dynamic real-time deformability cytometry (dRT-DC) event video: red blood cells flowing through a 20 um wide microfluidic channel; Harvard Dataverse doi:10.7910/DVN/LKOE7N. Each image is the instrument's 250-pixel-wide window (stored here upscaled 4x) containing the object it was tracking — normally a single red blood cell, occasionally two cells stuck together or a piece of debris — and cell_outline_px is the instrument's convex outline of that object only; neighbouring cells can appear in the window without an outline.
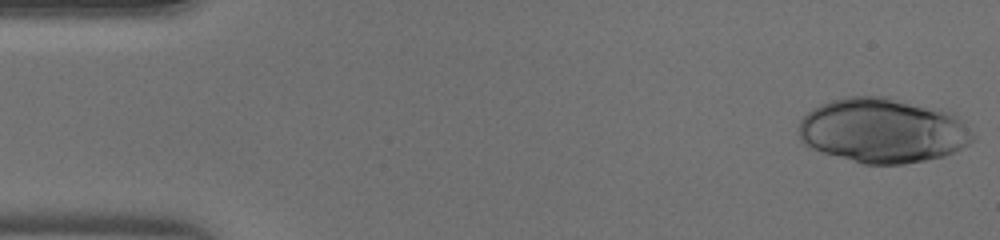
{"species": "human", "species_latin": "Homo sapiens", "temperature_condition": "warm", "stored_images_in_passage": 19, "camera_frame_rate_fps": 3000, "um_per_image_px": 0.085, "donor": {"sex": "male"}, "frame": {"image": 1, "passage_image": 1, "time_ms": 0.0, "image_size_px": [1000, 240], "cell_outline_px": [[976, 140], [944, 156], [904, 164], [864, 164], [808, 148], [800, 140], [800, 120], [808, 112], [820, 104], [844, 96], [892, 96], [940, 108], [952, 112], [964, 120], [976, 136]], "centroid_in_image_um": [75.08, 11.07], "position_along_channel_um": 9.9, "area_um2": 66.53}}
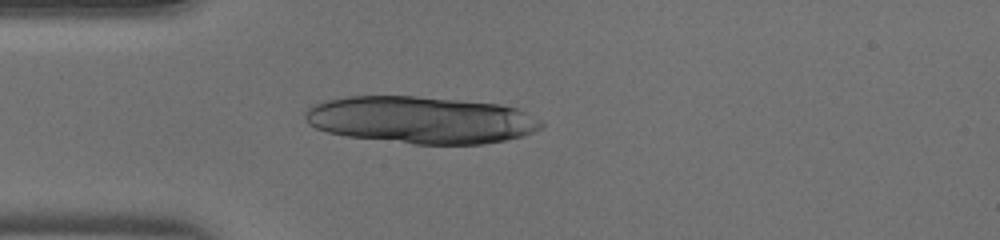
{"frame": {"image": 2, "passage_image": 12, "time_ms": 3.667, "image_size_px": [1000, 240], "cell_outline_px": [[544, 124], [540, 128], [524, 136], [484, 144], [412, 144], [348, 136], [328, 132], [316, 128], [308, 124], [304, 116], [304, 112], [312, 104], [324, 100], [348, 96], [416, 96], [500, 104], [516, 108], [540, 120]], "centroid_in_image_um": [35.74, 10.19], "position_along_channel_um": 49.3, "area_um2": 64.91}}